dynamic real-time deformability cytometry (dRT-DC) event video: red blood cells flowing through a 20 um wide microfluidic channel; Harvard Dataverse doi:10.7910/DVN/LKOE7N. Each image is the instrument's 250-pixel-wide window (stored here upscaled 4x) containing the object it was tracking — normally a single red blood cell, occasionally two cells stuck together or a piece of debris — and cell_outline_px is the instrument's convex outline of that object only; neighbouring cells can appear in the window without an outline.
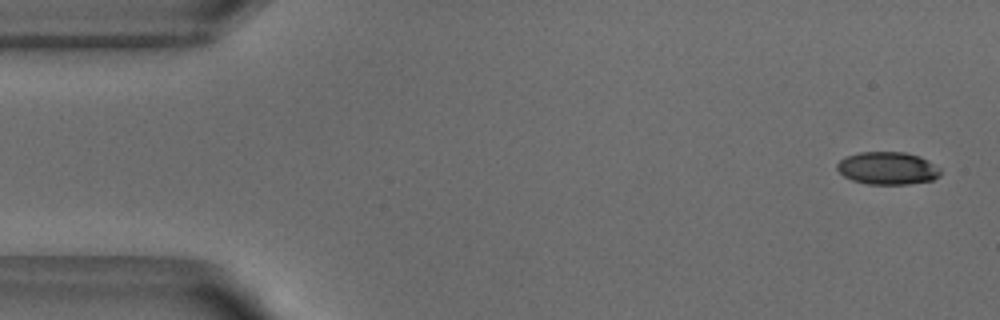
{"species": "common noctule bat (a hibernating species)", "species_latin": "Nyctalus noctula", "temperature_condition": "warm", "stored_images_in_passage": 13, "camera_frame_rate_fps": 3000, "um_per_image_px": 0.085, "animal": {"sex": "male", "body_mass_g": 18.8}, "frame": {"image": 1, "passage_image": 2, "time_ms": 0.333, "image_size_px": [1000, 320], "cell_outline_px": [[940, 176], [932, 180], [908, 184], [868, 184], [852, 180], [844, 176], [836, 168], [836, 164], [844, 156], [860, 152], [904, 152], [920, 156], [928, 160], [940, 168]], "centroid_in_image_um": [75.43, 14.29], "position_along_channel_um": 9.6, "area_um2": 19.77}}